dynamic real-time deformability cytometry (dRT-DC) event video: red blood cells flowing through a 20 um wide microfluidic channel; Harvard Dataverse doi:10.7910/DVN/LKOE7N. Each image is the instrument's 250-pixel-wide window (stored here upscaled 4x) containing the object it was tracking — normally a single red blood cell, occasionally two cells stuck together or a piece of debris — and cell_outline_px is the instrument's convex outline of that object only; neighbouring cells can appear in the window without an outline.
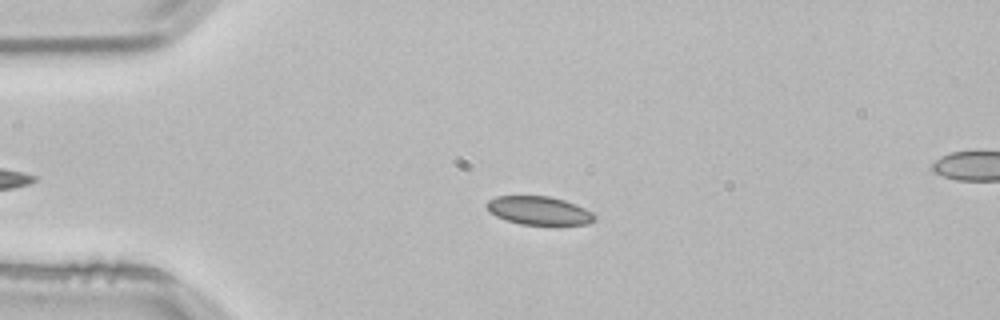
{"species": "common noctule bat (a hibernating species)", "species_latin": "Nyctalus noctula", "temperature_condition": "room temperature", "stored_images_in_passage": 37, "camera_frame_rate_fps": 3000, "um_per_image_px": 0.085, "animal": {"sex": "male", "body_mass_g": 21.5, "forearm_length_mm": 52.0}, "frame": {"image": 1, "passage_image": 4, "time_ms": 1.0, "image_size_px": [1000, 320], "cell_outline_px": [[596, 216], [588, 224], [520, 224], [496, 216], [488, 212], [484, 204], [488, 200], [496, 196], [548, 196], [564, 200], [576, 204], [592, 212]], "centroid_in_image_um": [45.76, 17.88], "position_along_channel_um": 39.2, "area_um2": 17.74}}
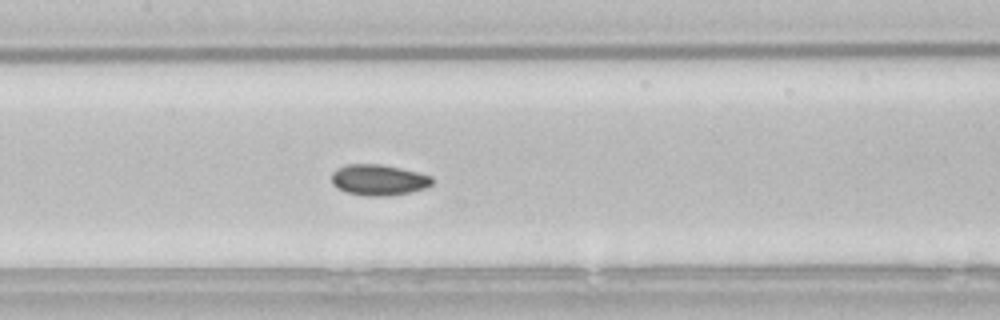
{"frame": {"image": 2, "passage_image": 17, "time_ms": 5.333, "image_size_px": [1000, 320], "cell_outline_px": [[432, 184], [424, 188], [392, 196], [364, 196], [348, 192], [336, 188], [332, 184], [332, 172], [336, 168], [344, 164], [380, 164], [400, 168], [432, 176]], "centroid_in_image_um": [32.13, 15.29], "position_along_channel_um": 175.3, "area_um2": 18.15}}
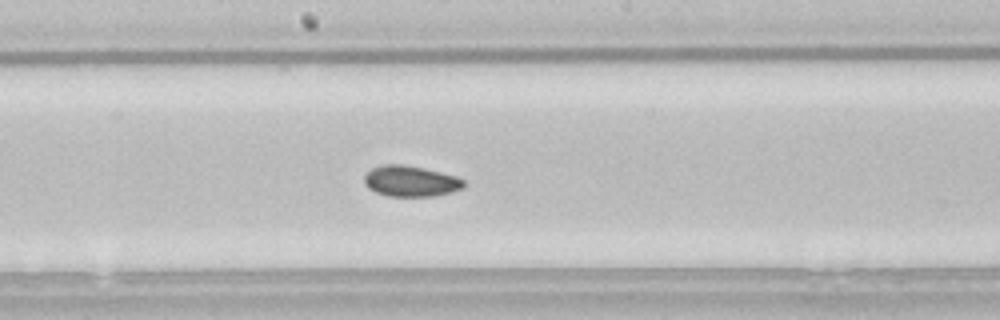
{"frame": {"image": 3, "passage_image": 20, "time_ms": 6.333, "image_size_px": [1000, 320], "cell_outline_px": [[464, 184], [460, 188], [452, 192], [436, 196], [388, 196], [376, 192], [368, 188], [364, 184], [364, 176], [372, 168], [380, 164], [404, 164], [424, 168], [456, 176], [464, 180]], "centroid_in_image_um": [34.87, 15.39], "position_along_channel_um": 213.3, "area_um2": 17.92}, "authors_computed_cell_mechanics": {"area_um2": 18.0914, "velocity_mm_per_s": 3.8203, "shape_relaxation_time_tau1_ms": null, "shape_relaxation_time_tau2_ms": 1.7009, "deformation_change_tau1": null, "deformation_change_tau2": 0.0523}}